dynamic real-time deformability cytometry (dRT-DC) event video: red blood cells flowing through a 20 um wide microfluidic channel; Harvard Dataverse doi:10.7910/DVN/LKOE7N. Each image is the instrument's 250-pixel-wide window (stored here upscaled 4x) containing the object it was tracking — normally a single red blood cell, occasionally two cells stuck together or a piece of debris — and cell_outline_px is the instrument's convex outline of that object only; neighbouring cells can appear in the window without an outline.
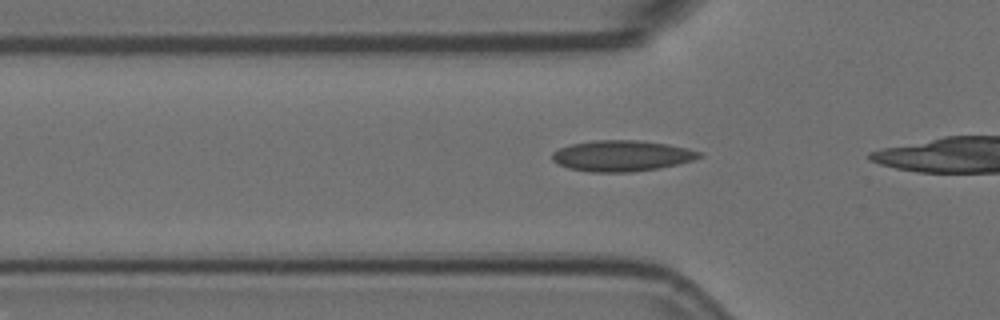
{"species": "Egyptian fruit bat (a non-hibernating species)", "species_latin": "Rousettus aegyptiacus", "temperature_condition": "room temperature", "stored_images_in_passage": 18, "camera_frame_rate_fps": 3000, "um_per_image_px": 0.085, "animal": {"sex": "female"}, "frame": {"image": 1, "passage_image": 2, "time_ms": 0.333, "image_size_px": [1000, 320], "cell_outline_px": [[704, 156], [692, 160], [660, 168], [632, 172], [592, 172], [568, 168], [556, 164], [552, 160], [552, 152], [560, 148], [572, 144], [592, 140], [640, 140], [668, 144], [688, 148], [704, 152]], "centroid_in_image_um": [52.87, 13.24], "position_along_channel_um": 72.9, "area_um2": 26.7}}
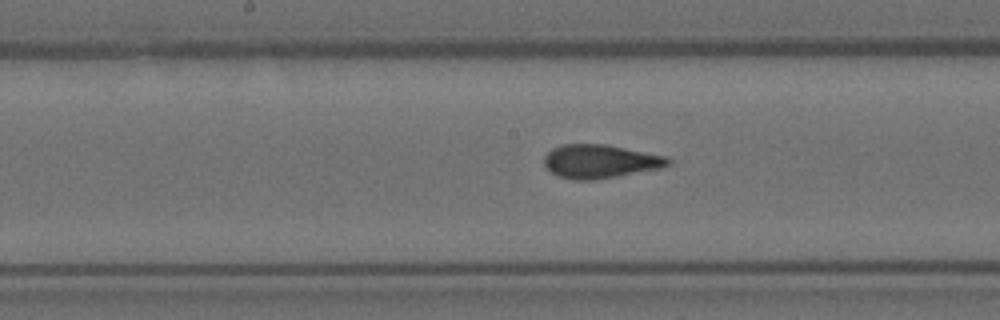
{"frame": {"image": 2, "passage_image": 12, "time_ms": 3.667, "image_size_px": [1000, 320], "cell_outline_px": [[672, 164], [660, 168], [616, 176], [592, 180], [572, 180], [556, 176], [544, 164], [544, 156], [552, 148], [560, 144], [604, 144], [668, 156], [672, 160]], "centroid_in_image_um": [51.01, 13.71], "position_along_channel_um": 197.2, "area_um2": 24.33}}
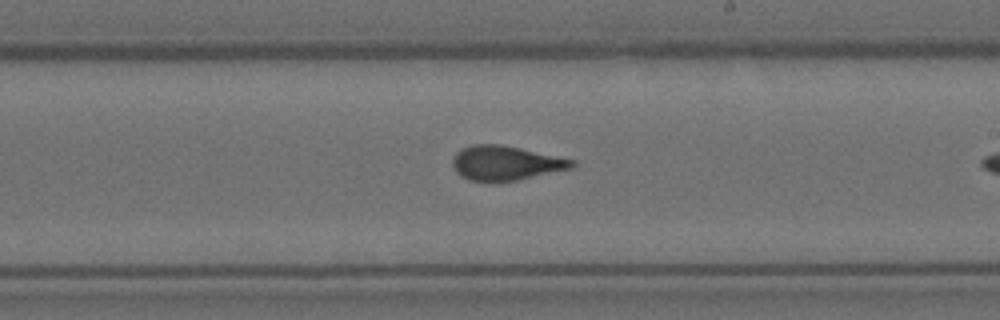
{"frame": {"image": 3, "passage_image": 16, "time_ms": 5.0, "image_size_px": [1000, 320], "cell_outline_px": [[576, 164], [572, 168], [516, 180], [468, 180], [460, 176], [456, 172], [452, 164], [452, 160], [456, 152], [460, 148], [472, 144], [500, 144], [520, 148], [576, 160]], "centroid_in_image_um": [42.96, 13.83], "position_along_channel_um": 246.0, "area_um2": 23.76}}